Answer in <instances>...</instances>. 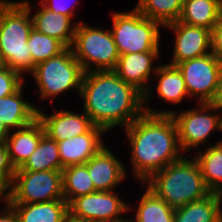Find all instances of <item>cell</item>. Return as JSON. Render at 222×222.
Masks as SVG:
<instances>
[{
    "instance_id": "cell-31",
    "label": "cell",
    "mask_w": 222,
    "mask_h": 222,
    "mask_svg": "<svg viewBox=\"0 0 222 222\" xmlns=\"http://www.w3.org/2000/svg\"><path fill=\"white\" fill-rule=\"evenodd\" d=\"M70 0H40L39 2L48 10L56 13V14H63L66 16H69L71 19L73 18V22H75L76 24L79 23V21H74L75 18V3H78V0H72V2H74L73 4H71L72 2ZM69 3V4H68Z\"/></svg>"
},
{
    "instance_id": "cell-21",
    "label": "cell",
    "mask_w": 222,
    "mask_h": 222,
    "mask_svg": "<svg viewBox=\"0 0 222 222\" xmlns=\"http://www.w3.org/2000/svg\"><path fill=\"white\" fill-rule=\"evenodd\" d=\"M153 75L157 76L158 83L154 86L159 99L173 105H180L186 97L189 99L183 74L177 66L160 63Z\"/></svg>"
},
{
    "instance_id": "cell-32",
    "label": "cell",
    "mask_w": 222,
    "mask_h": 222,
    "mask_svg": "<svg viewBox=\"0 0 222 222\" xmlns=\"http://www.w3.org/2000/svg\"><path fill=\"white\" fill-rule=\"evenodd\" d=\"M15 174V168L12 166L7 147L4 145L0 146V179L10 187Z\"/></svg>"
},
{
    "instance_id": "cell-1",
    "label": "cell",
    "mask_w": 222,
    "mask_h": 222,
    "mask_svg": "<svg viewBox=\"0 0 222 222\" xmlns=\"http://www.w3.org/2000/svg\"><path fill=\"white\" fill-rule=\"evenodd\" d=\"M80 97L83 111L107 132L128 127L144 111V95L113 70L84 72Z\"/></svg>"
},
{
    "instance_id": "cell-35",
    "label": "cell",
    "mask_w": 222,
    "mask_h": 222,
    "mask_svg": "<svg viewBox=\"0 0 222 222\" xmlns=\"http://www.w3.org/2000/svg\"><path fill=\"white\" fill-rule=\"evenodd\" d=\"M211 104L216 105L222 110V66L219 72L217 91Z\"/></svg>"
},
{
    "instance_id": "cell-41",
    "label": "cell",
    "mask_w": 222,
    "mask_h": 222,
    "mask_svg": "<svg viewBox=\"0 0 222 222\" xmlns=\"http://www.w3.org/2000/svg\"><path fill=\"white\" fill-rule=\"evenodd\" d=\"M6 5L0 0V11L5 7Z\"/></svg>"
},
{
    "instance_id": "cell-12",
    "label": "cell",
    "mask_w": 222,
    "mask_h": 222,
    "mask_svg": "<svg viewBox=\"0 0 222 222\" xmlns=\"http://www.w3.org/2000/svg\"><path fill=\"white\" fill-rule=\"evenodd\" d=\"M160 52H139L119 56L117 65L113 70L122 80L134 86L144 95V104H148L153 95L149 81L151 75L156 73L159 64L153 63L160 58ZM154 66V67H153Z\"/></svg>"
},
{
    "instance_id": "cell-36",
    "label": "cell",
    "mask_w": 222,
    "mask_h": 222,
    "mask_svg": "<svg viewBox=\"0 0 222 222\" xmlns=\"http://www.w3.org/2000/svg\"><path fill=\"white\" fill-rule=\"evenodd\" d=\"M9 200V187L0 179V201L7 204Z\"/></svg>"
},
{
    "instance_id": "cell-25",
    "label": "cell",
    "mask_w": 222,
    "mask_h": 222,
    "mask_svg": "<svg viewBox=\"0 0 222 222\" xmlns=\"http://www.w3.org/2000/svg\"><path fill=\"white\" fill-rule=\"evenodd\" d=\"M144 188L145 192L138 200L135 215L129 217L128 222H173L175 210L145 185Z\"/></svg>"
},
{
    "instance_id": "cell-29",
    "label": "cell",
    "mask_w": 222,
    "mask_h": 222,
    "mask_svg": "<svg viewBox=\"0 0 222 222\" xmlns=\"http://www.w3.org/2000/svg\"><path fill=\"white\" fill-rule=\"evenodd\" d=\"M27 44L32 56L33 70L37 64L60 54L67 48L58 39L42 34L35 28L29 33Z\"/></svg>"
},
{
    "instance_id": "cell-30",
    "label": "cell",
    "mask_w": 222,
    "mask_h": 222,
    "mask_svg": "<svg viewBox=\"0 0 222 222\" xmlns=\"http://www.w3.org/2000/svg\"><path fill=\"white\" fill-rule=\"evenodd\" d=\"M25 77L7 66L0 68V98L17 92L24 84Z\"/></svg>"
},
{
    "instance_id": "cell-28",
    "label": "cell",
    "mask_w": 222,
    "mask_h": 222,
    "mask_svg": "<svg viewBox=\"0 0 222 222\" xmlns=\"http://www.w3.org/2000/svg\"><path fill=\"white\" fill-rule=\"evenodd\" d=\"M184 0H138L135 8L163 27L179 20Z\"/></svg>"
},
{
    "instance_id": "cell-23",
    "label": "cell",
    "mask_w": 222,
    "mask_h": 222,
    "mask_svg": "<svg viewBox=\"0 0 222 222\" xmlns=\"http://www.w3.org/2000/svg\"><path fill=\"white\" fill-rule=\"evenodd\" d=\"M10 205L16 211L19 222H63L69 215L65 199Z\"/></svg>"
},
{
    "instance_id": "cell-4",
    "label": "cell",
    "mask_w": 222,
    "mask_h": 222,
    "mask_svg": "<svg viewBox=\"0 0 222 222\" xmlns=\"http://www.w3.org/2000/svg\"><path fill=\"white\" fill-rule=\"evenodd\" d=\"M31 11L25 5H6L0 11V49L6 66L22 76L33 72L27 44L33 28Z\"/></svg>"
},
{
    "instance_id": "cell-26",
    "label": "cell",
    "mask_w": 222,
    "mask_h": 222,
    "mask_svg": "<svg viewBox=\"0 0 222 222\" xmlns=\"http://www.w3.org/2000/svg\"><path fill=\"white\" fill-rule=\"evenodd\" d=\"M59 147L55 140L44 134L34 152L15 171L62 170Z\"/></svg>"
},
{
    "instance_id": "cell-9",
    "label": "cell",
    "mask_w": 222,
    "mask_h": 222,
    "mask_svg": "<svg viewBox=\"0 0 222 222\" xmlns=\"http://www.w3.org/2000/svg\"><path fill=\"white\" fill-rule=\"evenodd\" d=\"M64 199L62 170L15 171L9 204L41 203Z\"/></svg>"
},
{
    "instance_id": "cell-15",
    "label": "cell",
    "mask_w": 222,
    "mask_h": 222,
    "mask_svg": "<svg viewBox=\"0 0 222 222\" xmlns=\"http://www.w3.org/2000/svg\"><path fill=\"white\" fill-rule=\"evenodd\" d=\"M104 146L85 165L96 191H114L127 177L122 160Z\"/></svg>"
},
{
    "instance_id": "cell-7",
    "label": "cell",
    "mask_w": 222,
    "mask_h": 222,
    "mask_svg": "<svg viewBox=\"0 0 222 222\" xmlns=\"http://www.w3.org/2000/svg\"><path fill=\"white\" fill-rule=\"evenodd\" d=\"M31 75L43 102L62 96L68 90H74L80 95L84 71L71 47H67L60 54L37 64Z\"/></svg>"
},
{
    "instance_id": "cell-18",
    "label": "cell",
    "mask_w": 222,
    "mask_h": 222,
    "mask_svg": "<svg viewBox=\"0 0 222 222\" xmlns=\"http://www.w3.org/2000/svg\"><path fill=\"white\" fill-rule=\"evenodd\" d=\"M44 134L45 129L38 118L23 128L10 131L5 146L8 150L9 160L15 169L25 163Z\"/></svg>"
},
{
    "instance_id": "cell-10",
    "label": "cell",
    "mask_w": 222,
    "mask_h": 222,
    "mask_svg": "<svg viewBox=\"0 0 222 222\" xmlns=\"http://www.w3.org/2000/svg\"><path fill=\"white\" fill-rule=\"evenodd\" d=\"M121 198L116 190L80 196L68 205L69 216L82 222H128L123 215L133 207Z\"/></svg>"
},
{
    "instance_id": "cell-24",
    "label": "cell",
    "mask_w": 222,
    "mask_h": 222,
    "mask_svg": "<svg viewBox=\"0 0 222 222\" xmlns=\"http://www.w3.org/2000/svg\"><path fill=\"white\" fill-rule=\"evenodd\" d=\"M195 153L193 158L200 168L208 189L212 193L222 195V140Z\"/></svg>"
},
{
    "instance_id": "cell-22",
    "label": "cell",
    "mask_w": 222,
    "mask_h": 222,
    "mask_svg": "<svg viewBox=\"0 0 222 222\" xmlns=\"http://www.w3.org/2000/svg\"><path fill=\"white\" fill-rule=\"evenodd\" d=\"M222 19V0H184L179 22L212 30Z\"/></svg>"
},
{
    "instance_id": "cell-34",
    "label": "cell",
    "mask_w": 222,
    "mask_h": 222,
    "mask_svg": "<svg viewBox=\"0 0 222 222\" xmlns=\"http://www.w3.org/2000/svg\"><path fill=\"white\" fill-rule=\"evenodd\" d=\"M0 222H19L16 211L9 203L0 210Z\"/></svg>"
},
{
    "instance_id": "cell-37",
    "label": "cell",
    "mask_w": 222,
    "mask_h": 222,
    "mask_svg": "<svg viewBox=\"0 0 222 222\" xmlns=\"http://www.w3.org/2000/svg\"><path fill=\"white\" fill-rule=\"evenodd\" d=\"M9 134L8 128L0 121V146L6 143Z\"/></svg>"
},
{
    "instance_id": "cell-38",
    "label": "cell",
    "mask_w": 222,
    "mask_h": 222,
    "mask_svg": "<svg viewBox=\"0 0 222 222\" xmlns=\"http://www.w3.org/2000/svg\"><path fill=\"white\" fill-rule=\"evenodd\" d=\"M5 5H26L28 4L29 0H23V1H12V0H1Z\"/></svg>"
},
{
    "instance_id": "cell-40",
    "label": "cell",
    "mask_w": 222,
    "mask_h": 222,
    "mask_svg": "<svg viewBox=\"0 0 222 222\" xmlns=\"http://www.w3.org/2000/svg\"><path fill=\"white\" fill-rule=\"evenodd\" d=\"M63 222H82V221L75 220L68 215L67 218Z\"/></svg>"
},
{
    "instance_id": "cell-2",
    "label": "cell",
    "mask_w": 222,
    "mask_h": 222,
    "mask_svg": "<svg viewBox=\"0 0 222 222\" xmlns=\"http://www.w3.org/2000/svg\"><path fill=\"white\" fill-rule=\"evenodd\" d=\"M123 131L129 140L132 176L141 184L184 156L171 115L144 112Z\"/></svg>"
},
{
    "instance_id": "cell-16",
    "label": "cell",
    "mask_w": 222,
    "mask_h": 222,
    "mask_svg": "<svg viewBox=\"0 0 222 222\" xmlns=\"http://www.w3.org/2000/svg\"><path fill=\"white\" fill-rule=\"evenodd\" d=\"M105 132L108 133L105 129L94 126L88 133L57 142L63 168L85 164L92 156L97 154L106 146L102 139Z\"/></svg>"
},
{
    "instance_id": "cell-6",
    "label": "cell",
    "mask_w": 222,
    "mask_h": 222,
    "mask_svg": "<svg viewBox=\"0 0 222 222\" xmlns=\"http://www.w3.org/2000/svg\"><path fill=\"white\" fill-rule=\"evenodd\" d=\"M111 33L119 55L160 52V23L144 17L135 7L127 12L111 14Z\"/></svg>"
},
{
    "instance_id": "cell-11",
    "label": "cell",
    "mask_w": 222,
    "mask_h": 222,
    "mask_svg": "<svg viewBox=\"0 0 222 222\" xmlns=\"http://www.w3.org/2000/svg\"><path fill=\"white\" fill-rule=\"evenodd\" d=\"M176 66L183 74L190 100L197 98V103H211L218 87L220 60L209 53Z\"/></svg>"
},
{
    "instance_id": "cell-13",
    "label": "cell",
    "mask_w": 222,
    "mask_h": 222,
    "mask_svg": "<svg viewBox=\"0 0 222 222\" xmlns=\"http://www.w3.org/2000/svg\"><path fill=\"white\" fill-rule=\"evenodd\" d=\"M163 28L170 30L175 36L172 58L168 64L176 66L182 61L211 53V30L179 21Z\"/></svg>"
},
{
    "instance_id": "cell-20",
    "label": "cell",
    "mask_w": 222,
    "mask_h": 222,
    "mask_svg": "<svg viewBox=\"0 0 222 222\" xmlns=\"http://www.w3.org/2000/svg\"><path fill=\"white\" fill-rule=\"evenodd\" d=\"M222 195L211 193L203 199L193 201L175 209L173 222H221Z\"/></svg>"
},
{
    "instance_id": "cell-39",
    "label": "cell",
    "mask_w": 222,
    "mask_h": 222,
    "mask_svg": "<svg viewBox=\"0 0 222 222\" xmlns=\"http://www.w3.org/2000/svg\"><path fill=\"white\" fill-rule=\"evenodd\" d=\"M6 66V62L4 60V57L2 55V51L0 49V68Z\"/></svg>"
},
{
    "instance_id": "cell-27",
    "label": "cell",
    "mask_w": 222,
    "mask_h": 222,
    "mask_svg": "<svg viewBox=\"0 0 222 222\" xmlns=\"http://www.w3.org/2000/svg\"><path fill=\"white\" fill-rule=\"evenodd\" d=\"M63 196L68 205L75 199L95 192L94 184L85 164L62 169Z\"/></svg>"
},
{
    "instance_id": "cell-3",
    "label": "cell",
    "mask_w": 222,
    "mask_h": 222,
    "mask_svg": "<svg viewBox=\"0 0 222 222\" xmlns=\"http://www.w3.org/2000/svg\"><path fill=\"white\" fill-rule=\"evenodd\" d=\"M143 185L174 210L212 193L196 160L193 156L191 160L187 159V155L153 174Z\"/></svg>"
},
{
    "instance_id": "cell-19",
    "label": "cell",
    "mask_w": 222,
    "mask_h": 222,
    "mask_svg": "<svg viewBox=\"0 0 222 222\" xmlns=\"http://www.w3.org/2000/svg\"><path fill=\"white\" fill-rule=\"evenodd\" d=\"M22 86L10 96L0 98V121L9 131L23 128L38 118V107L22 95Z\"/></svg>"
},
{
    "instance_id": "cell-8",
    "label": "cell",
    "mask_w": 222,
    "mask_h": 222,
    "mask_svg": "<svg viewBox=\"0 0 222 222\" xmlns=\"http://www.w3.org/2000/svg\"><path fill=\"white\" fill-rule=\"evenodd\" d=\"M102 27L83 21L76 25L71 49L84 72L114 70L117 65L120 55L113 35Z\"/></svg>"
},
{
    "instance_id": "cell-17",
    "label": "cell",
    "mask_w": 222,
    "mask_h": 222,
    "mask_svg": "<svg viewBox=\"0 0 222 222\" xmlns=\"http://www.w3.org/2000/svg\"><path fill=\"white\" fill-rule=\"evenodd\" d=\"M25 6L30 11L33 10L32 8L37 11L35 14H31L33 28L42 34L58 39L66 47L72 46L77 25L72 22L73 19L60 13L56 14L45 8L41 3L38 5L40 6L39 10L35 5L32 6L30 1Z\"/></svg>"
},
{
    "instance_id": "cell-5",
    "label": "cell",
    "mask_w": 222,
    "mask_h": 222,
    "mask_svg": "<svg viewBox=\"0 0 222 222\" xmlns=\"http://www.w3.org/2000/svg\"><path fill=\"white\" fill-rule=\"evenodd\" d=\"M198 106L191 109L181 110H154L155 108L144 104V111L153 115H171L175 120L178 141L183 154L196 149L211 145L207 138L215 131L222 132V110L211 103H197ZM211 112V113H210ZM207 142V143H206Z\"/></svg>"
},
{
    "instance_id": "cell-14",
    "label": "cell",
    "mask_w": 222,
    "mask_h": 222,
    "mask_svg": "<svg viewBox=\"0 0 222 222\" xmlns=\"http://www.w3.org/2000/svg\"><path fill=\"white\" fill-rule=\"evenodd\" d=\"M54 110V113L48 115L46 111L39 108L38 119L43 124L45 134L56 142L88 133L95 126L84 111L78 113L69 110Z\"/></svg>"
},
{
    "instance_id": "cell-33",
    "label": "cell",
    "mask_w": 222,
    "mask_h": 222,
    "mask_svg": "<svg viewBox=\"0 0 222 222\" xmlns=\"http://www.w3.org/2000/svg\"><path fill=\"white\" fill-rule=\"evenodd\" d=\"M211 53L222 63V19L211 30Z\"/></svg>"
}]
</instances>
